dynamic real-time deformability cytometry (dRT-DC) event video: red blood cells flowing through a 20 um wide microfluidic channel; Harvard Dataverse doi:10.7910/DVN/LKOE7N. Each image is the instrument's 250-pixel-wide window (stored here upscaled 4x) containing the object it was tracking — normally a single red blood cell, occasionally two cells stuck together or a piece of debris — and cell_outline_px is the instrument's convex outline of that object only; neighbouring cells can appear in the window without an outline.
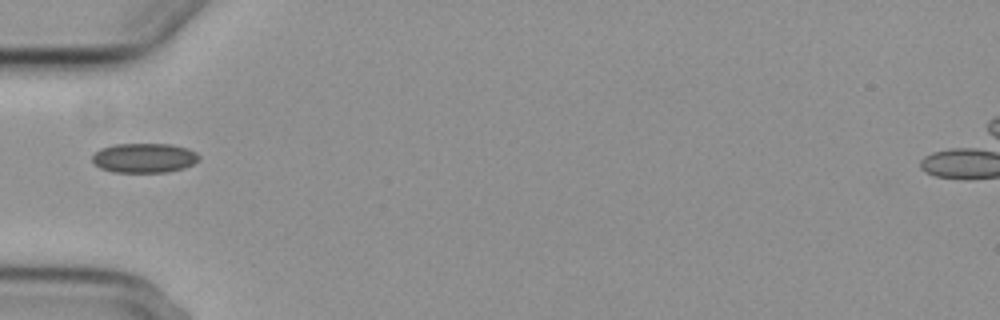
{"species": "common noctule bat (a hibernating species)", "species_latin": "Nyctalus noctula", "temperature_condition": "cold", "stored_images_in_passage": 6, "camera_frame_rate_fps": 3000, "um_per_image_px": 0.085, "animal": {"sex": "female", "body_mass_g": 29.2, "forearm_length_mm": 56.3}, "frame": {"image": 1, "passage_image": 6, "time_ms": 5.667, "image_size_px": [1000, 320], "cell_outline_px": [[200, 160], [184, 168], [168, 172], [116, 172], [100, 168], [92, 160], [92, 156], [100, 148], [112, 144], [172, 144], [188, 148], [196, 152], [200, 156]], "centroid_in_image_um": [12.28, 13.41], "position_along_channel_um": 72.7, "area_um2": 18.5}}